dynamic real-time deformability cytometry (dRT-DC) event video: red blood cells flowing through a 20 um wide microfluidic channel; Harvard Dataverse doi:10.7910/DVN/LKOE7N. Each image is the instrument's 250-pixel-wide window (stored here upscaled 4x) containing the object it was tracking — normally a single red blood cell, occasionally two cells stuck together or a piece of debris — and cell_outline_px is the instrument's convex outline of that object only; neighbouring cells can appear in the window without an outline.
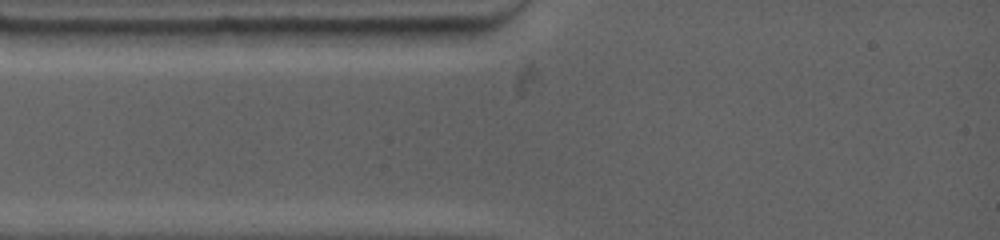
{"species": "common noctule bat (a hibernating species)", "species_latin": "Nyctalus noctula", "temperature_condition": "warm", "stored_images_in_passage": 4, "camera_frame_rate_fps": 4500, "um_per_image_px": 0.085, "animal": {"sex": "female", "body_mass_g": 19.0, "forearm_length_mm": 53.3}, "frame": {"image": 1, "passage_image": 1, "time_ms": 0.0, "image_size_px": [1000, 240], "cell_outline_px": [[484, 28], [468, 44], [412, 48], [360, 44], [364, 28]], "centroid_in_image_um": [35.57, 3.13], "position_along_channel_um": 49.4, "area_um2": 14.74}}